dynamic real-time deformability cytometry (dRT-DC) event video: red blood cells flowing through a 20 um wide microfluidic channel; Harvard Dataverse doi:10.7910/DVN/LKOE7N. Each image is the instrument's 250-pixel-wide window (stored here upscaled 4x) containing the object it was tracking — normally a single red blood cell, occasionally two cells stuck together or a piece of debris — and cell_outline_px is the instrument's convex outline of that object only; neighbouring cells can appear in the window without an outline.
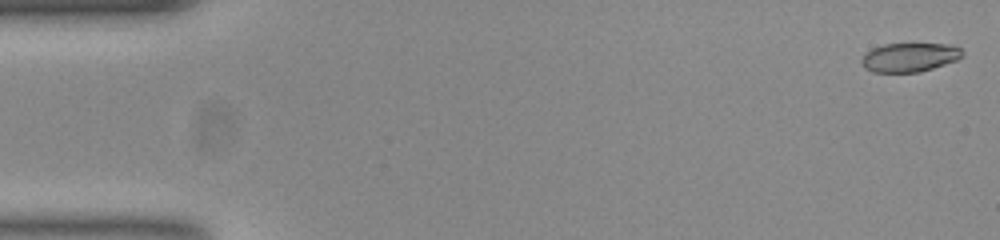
{"species": "common noctule bat (a hibernating species)", "species_latin": "Nyctalus noctula", "temperature_condition": "room temperature", "stored_images_in_passage": 54, "camera_frame_rate_fps": 3000, "um_per_image_px": 0.085, "animal": {"sex": "female", "body_mass_g": 23.0, "forearm_length_mm": 53.4}, "frame": {"image": 1, "passage_image": 1, "time_ms": 0.0, "image_size_px": [1000, 240], "cell_outline_px": [[964, 56], [956, 60], [920, 72], [872, 72], [864, 68], [860, 60], [864, 52], [872, 48], [884, 44], [948, 44], [960, 48], [964, 52]], "centroid_in_image_um": [77.27, 4.87], "position_along_channel_um": 7.7, "area_um2": 17.11}}
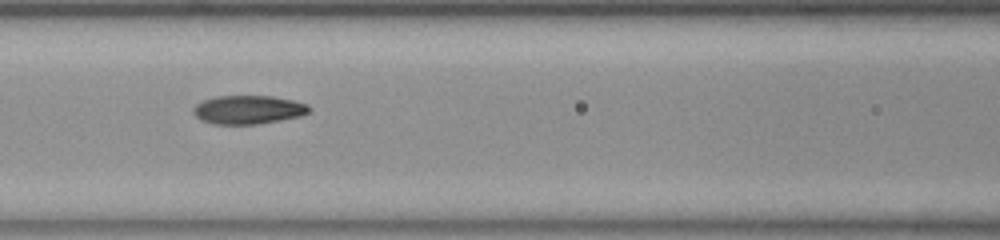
{"frame": {"image": 2, "passage_image": 23, "time_ms": 7.333, "image_size_px": [1000, 240], "cell_outline_px": [[312, 108], [308, 112], [300, 116], [280, 120], [256, 124], [212, 124], [200, 120], [192, 112], [192, 108], [196, 104], [204, 100], [216, 96], [272, 96], [292, 100], [308, 104]], "centroid_in_image_um": [21.08, 9.32], "position_along_channel_um": 145.5, "area_um2": 19.36}}
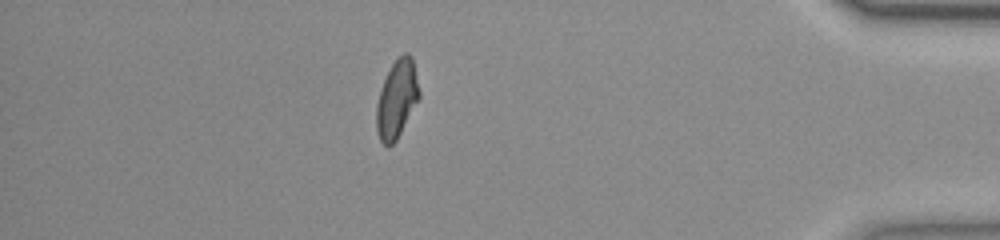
{"frame": {"image": 3, "passage_image": 47, "time_ms": 15.333, "image_size_px": [1000, 240], "cell_outline_px": [[420, 96], [396, 140], [388, 148], [380, 140], [376, 128], [376, 104], [380, 88], [392, 64], [404, 52], [408, 52], [412, 56], [420, 92]], "centroid_in_image_um": [33.72, 8.41], "position_along_channel_um": 401.5, "area_um2": 19.25}, "authors_computed_cell_mechanics": {"area_um2": 19.1318, "velocity_mm_per_s": 3.7687, "shape_relaxation_time_tau1_ms": null, "shape_relaxation_time_tau2_ms": 1.7873, "deformation_change_tau1": null, "deformation_change_tau2": 0.0641}}